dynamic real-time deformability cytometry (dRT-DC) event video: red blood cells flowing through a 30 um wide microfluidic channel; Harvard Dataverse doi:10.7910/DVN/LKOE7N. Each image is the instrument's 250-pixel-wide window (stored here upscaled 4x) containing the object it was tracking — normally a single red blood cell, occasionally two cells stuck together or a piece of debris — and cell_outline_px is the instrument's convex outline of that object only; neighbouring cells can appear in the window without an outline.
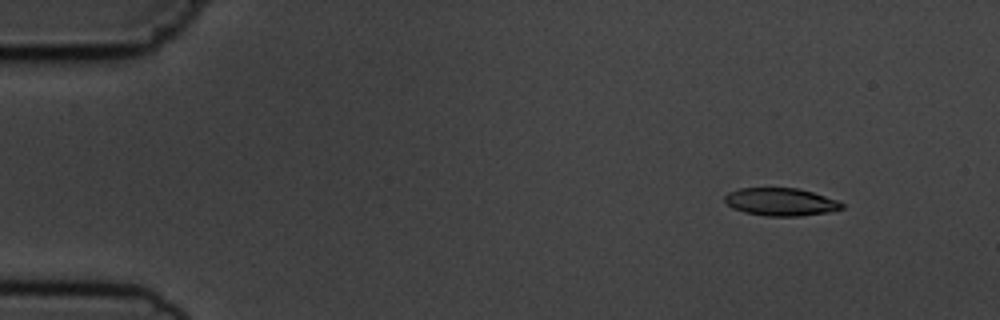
{"species": "common noctule bat (a hibernating species)", "species_latin": "Nyctalus noctula", "temperature_condition": "cold", "stored_images_in_passage": 6, "camera_frame_rate_fps": 3000, "um_per_image_px": 0.085, "animal": {"sex": "male", "body_mass_g": 19.5, "forearm_length_mm": 54.6}, "frame": {"image": 1, "passage_image": 2, "time_ms": 1.0, "image_size_px": [1000, 320], "cell_outline_px": [[844, 208], [828, 212], [800, 216], [764, 216], [744, 212], [732, 208], [724, 200], [724, 196], [728, 192], [740, 188], [800, 188], [836, 200], [844, 204]], "centroid_in_image_um": [66.34, 17.16], "position_along_channel_um": 18.7, "area_um2": 18.96}}
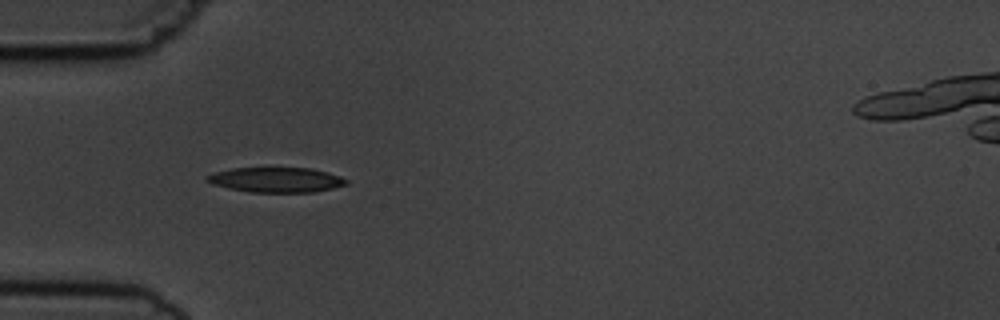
{"frame": {"image": 2, "passage_image": 5, "time_ms": 4.667, "image_size_px": [1000, 320], "cell_outline_px": [[348, 184], [332, 188], [312, 192], [248, 192], [228, 188], [212, 184], [204, 180], [204, 176], [216, 172], [232, 168], [312, 168], [328, 172], [340, 176], [348, 180]], "centroid_in_image_um": [23.45, 15.28], "position_along_channel_um": 61.5, "area_um2": 20.35}}
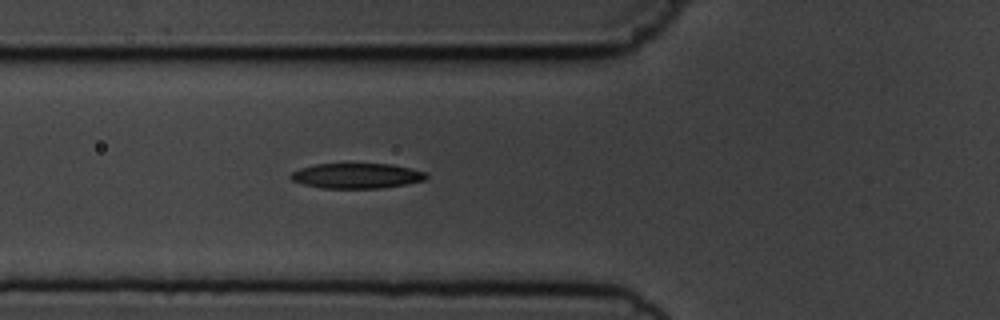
{"frame": {"image": 3, "passage_image": 6, "time_ms": 5.667, "image_size_px": [1000, 320], "cell_outline_px": [[428, 176], [424, 180], [404, 184], [380, 188], [320, 188], [304, 184], [292, 180], [288, 176], [292, 172], [300, 168], [316, 164], [392, 164], [428, 172]], "centroid_in_image_um": [30.32, 14.94], "position_along_channel_um": 95.5, "area_um2": 19.83}}